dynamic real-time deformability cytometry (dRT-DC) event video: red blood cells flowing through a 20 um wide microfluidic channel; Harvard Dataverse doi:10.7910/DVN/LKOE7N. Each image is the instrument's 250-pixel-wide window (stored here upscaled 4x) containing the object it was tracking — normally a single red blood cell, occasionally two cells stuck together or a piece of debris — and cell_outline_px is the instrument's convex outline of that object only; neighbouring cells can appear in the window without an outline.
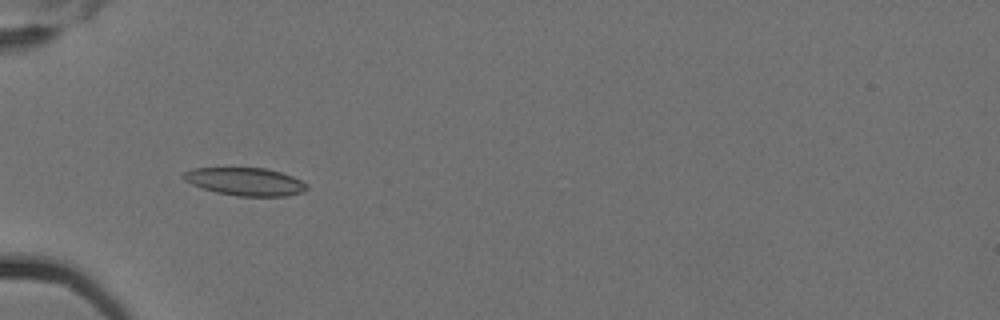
{"species": "Egyptian fruit bat (a non-hibernating species)", "species_latin": "Rousettus aegyptiacus", "temperature_condition": "cold", "stored_images_in_passage": 1, "camera_frame_rate_fps": 3000, "um_per_image_px": 0.085, "animal": {"sex": "female"}, "frame": {"image": 1, "passage_image": 1, "time_ms": 0.0, "image_size_px": [1000, 320], "cell_outline_px": [[308, 188], [304, 192], [288, 196], [236, 196], [216, 192], [192, 184], [184, 180], [180, 176], [184, 172], [192, 168], [268, 168], [292, 176], [308, 184]], "centroid_in_image_um": [20.86, 15.44], "position_along_channel_um": 64.1, "area_um2": 20.11}}